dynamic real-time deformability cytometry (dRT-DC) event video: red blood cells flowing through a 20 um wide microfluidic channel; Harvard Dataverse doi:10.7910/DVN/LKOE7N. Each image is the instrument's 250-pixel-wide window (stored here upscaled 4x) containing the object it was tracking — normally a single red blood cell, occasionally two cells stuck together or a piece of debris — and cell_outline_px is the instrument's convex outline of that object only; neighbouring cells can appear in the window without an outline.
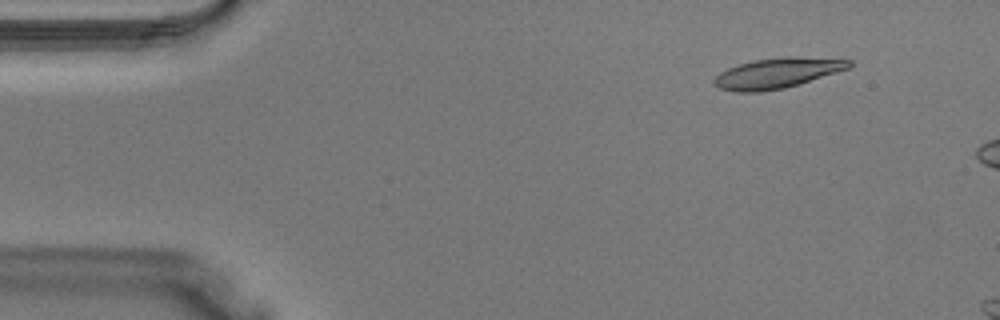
{"species": "Egyptian fruit bat (a non-hibernating species)", "species_latin": "Rousettus aegyptiacus", "temperature_condition": "warm", "stored_images_in_passage": 8, "camera_frame_rate_fps": 3000, "um_per_image_px": 0.085, "animal": {"sex": "male"}, "frame": {"image": 1, "passage_image": 4, "time_ms": 1.0, "image_size_px": [1000, 320], "cell_outline_px": [[852, 68], [784, 88], [756, 92], [736, 92], [720, 88], [712, 84], [712, 80], [720, 72], [728, 68], [740, 64], [756, 60], [788, 56], [796, 56], [852, 60]], "centroid_in_image_um": [66.08, 6.21], "position_along_channel_um": 18.9, "area_um2": 23.76}}